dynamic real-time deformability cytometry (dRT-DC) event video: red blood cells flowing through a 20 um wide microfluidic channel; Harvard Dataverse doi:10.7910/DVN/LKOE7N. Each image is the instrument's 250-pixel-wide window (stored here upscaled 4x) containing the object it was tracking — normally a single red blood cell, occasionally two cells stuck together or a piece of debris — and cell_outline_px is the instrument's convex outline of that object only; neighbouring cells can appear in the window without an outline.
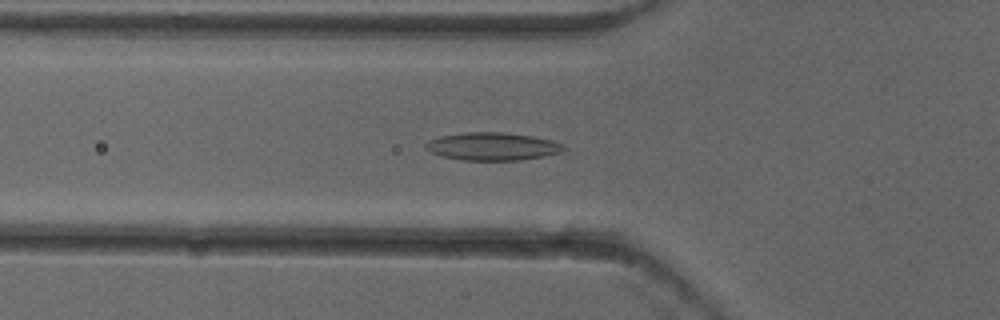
{"species": "common noctule bat (a hibernating species)", "species_latin": "Nyctalus noctula", "temperature_condition": "cold", "stored_images_in_passage": 53, "camera_frame_rate_fps": 3000, "um_per_image_px": 0.085, "animal": {"sex": "female"}, "frame": {"image": 1, "passage_image": 19, "time_ms": 6.0, "image_size_px": [1000, 320], "cell_outline_px": [[564, 148], [560, 152], [544, 156], [520, 160], [464, 160], [440, 156], [424, 148], [424, 144], [428, 140], [440, 136], [464, 132], [504, 132], [532, 136], [552, 140], [564, 144]], "centroid_in_image_um": [41.83, 12.44], "position_along_channel_um": 84.0, "area_um2": 22.43}}
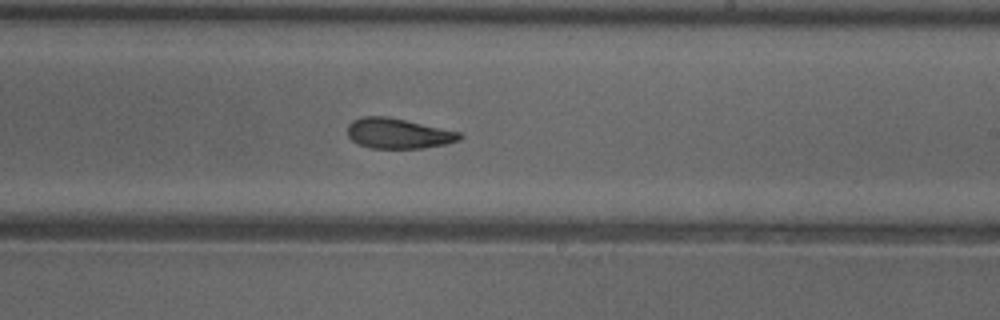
{"frame": {"image": 2, "passage_image": 32, "time_ms": 10.333, "image_size_px": [1000, 320], "cell_outline_px": [[464, 136], [460, 140], [444, 144], [420, 148], [368, 148], [352, 140], [348, 136], [348, 124], [352, 120], [360, 116], [388, 116], [460, 132]], "centroid_in_image_um": [33.83, 11.33], "position_along_channel_um": 255.2, "area_um2": 19.77}}
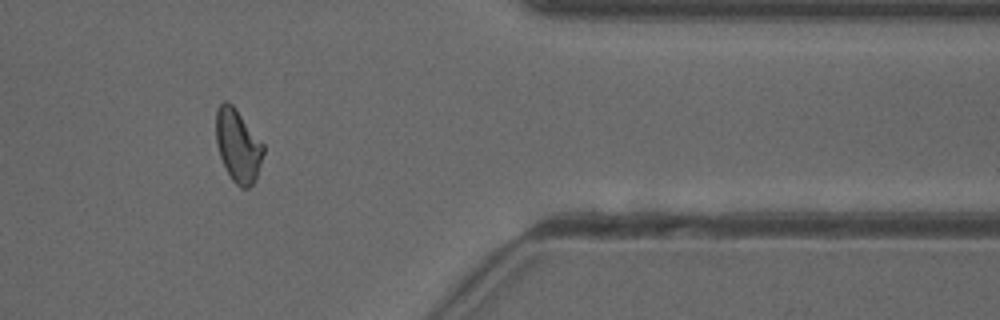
{"frame": {"image": 3, "passage_image": 44, "time_ms": 14.333, "image_size_px": [1000, 320], "cell_outline_px": [[264, 152], [256, 180], [248, 188], [240, 188], [232, 180], [220, 156], [216, 144], [216, 112], [220, 104], [224, 100], [228, 100], [236, 108], [264, 144]], "centroid_in_image_um": [20.23, 12.37], "position_along_channel_um": 391.2, "area_um2": 20.17}, "authors_computed_cell_mechanics": {"area_um2": 20.519, "velocity_mm_per_s": 3.9236, "shape_relaxation_time_tau1_ms": 4.5527, "shape_relaxation_time_tau2_ms": 3.0744, "deformation_change_tau1": 0.1458, "deformation_change_tau2": 0.108}}